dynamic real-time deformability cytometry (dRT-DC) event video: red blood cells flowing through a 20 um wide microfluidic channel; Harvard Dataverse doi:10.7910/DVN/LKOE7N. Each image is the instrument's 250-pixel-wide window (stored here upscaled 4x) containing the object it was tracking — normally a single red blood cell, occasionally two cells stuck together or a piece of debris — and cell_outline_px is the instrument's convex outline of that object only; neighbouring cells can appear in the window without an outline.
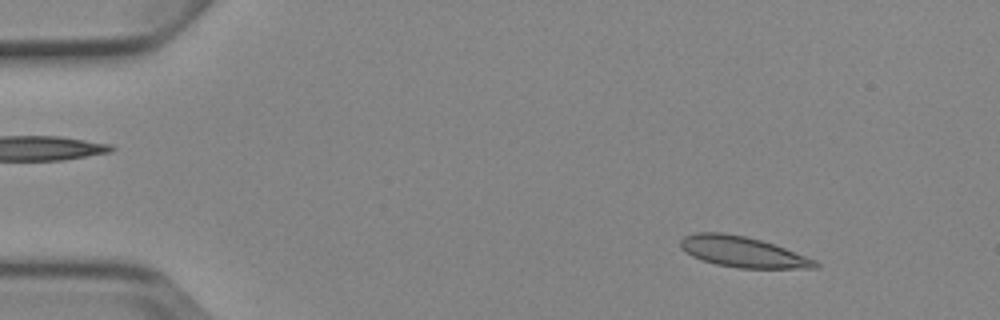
{"species": "Egyptian fruit bat (a non-hibernating species)", "species_latin": "Rousettus aegyptiacus", "temperature_condition": "cold", "stored_images_in_passage": 5, "camera_frame_rate_fps": 3000, "um_per_image_px": 0.085, "animal": {"sex": "female"}, "frame": {"image": 1, "passage_image": 1, "time_ms": 0.0, "image_size_px": [1000, 320], "cell_outline_px": [[820, 268], [740, 268], [716, 264], [692, 256], [680, 248], [680, 240], [684, 236], [696, 232], [724, 232], [744, 236], [760, 240], [784, 248], [816, 260], [820, 264]], "centroid_in_image_um": [63.11, 21.4], "position_along_channel_um": 21.9, "area_um2": 23.93}}
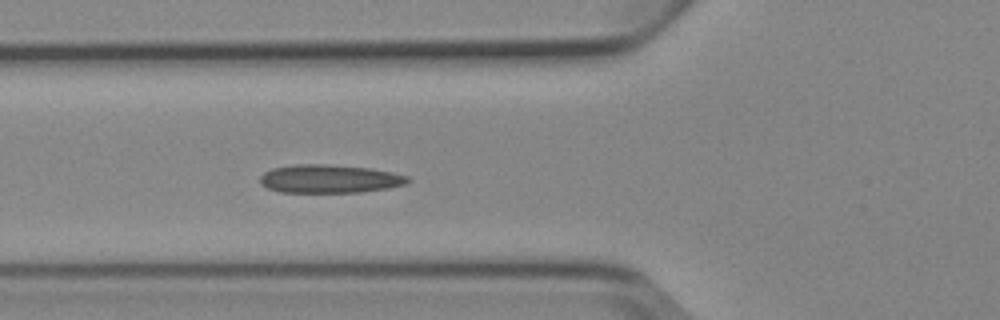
{"frame": {"image": 2, "passage_image": 5, "time_ms": 4.333, "image_size_px": [1000, 320], "cell_outline_px": [[412, 180], [404, 184], [388, 188], [360, 192], [280, 192], [268, 188], [260, 184], [260, 176], [264, 172], [272, 168], [292, 164], [324, 164], [372, 168], [392, 172], [408, 176]], "centroid_in_image_um": [28.0, 15.19], "position_along_channel_um": 97.8, "area_um2": 24.51}}